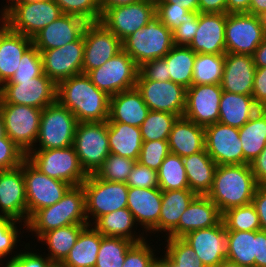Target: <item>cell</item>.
I'll return each instance as SVG.
<instances>
[{
	"mask_svg": "<svg viewBox=\"0 0 266 267\" xmlns=\"http://www.w3.org/2000/svg\"><path fill=\"white\" fill-rule=\"evenodd\" d=\"M169 151L181 158L205 149V130L185 117H178L173 123L169 139Z\"/></svg>",
	"mask_w": 266,
	"mask_h": 267,
	"instance_id": "29",
	"label": "cell"
},
{
	"mask_svg": "<svg viewBox=\"0 0 266 267\" xmlns=\"http://www.w3.org/2000/svg\"><path fill=\"white\" fill-rule=\"evenodd\" d=\"M252 173L259 185H266V146L250 163Z\"/></svg>",
	"mask_w": 266,
	"mask_h": 267,
	"instance_id": "61",
	"label": "cell"
},
{
	"mask_svg": "<svg viewBox=\"0 0 266 267\" xmlns=\"http://www.w3.org/2000/svg\"><path fill=\"white\" fill-rule=\"evenodd\" d=\"M87 25L88 22L81 17L63 14L35 35L32 44L37 50L61 48L78 40Z\"/></svg>",
	"mask_w": 266,
	"mask_h": 267,
	"instance_id": "24",
	"label": "cell"
},
{
	"mask_svg": "<svg viewBox=\"0 0 266 267\" xmlns=\"http://www.w3.org/2000/svg\"><path fill=\"white\" fill-rule=\"evenodd\" d=\"M78 121L57 100L42 109L39 135L32 149H60L73 145Z\"/></svg>",
	"mask_w": 266,
	"mask_h": 267,
	"instance_id": "6",
	"label": "cell"
},
{
	"mask_svg": "<svg viewBox=\"0 0 266 267\" xmlns=\"http://www.w3.org/2000/svg\"><path fill=\"white\" fill-rule=\"evenodd\" d=\"M88 224H72L42 234L37 241L46 244L47 256L53 263L61 264L75 245L80 232ZM44 242V243H43Z\"/></svg>",
	"mask_w": 266,
	"mask_h": 267,
	"instance_id": "38",
	"label": "cell"
},
{
	"mask_svg": "<svg viewBox=\"0 0 266 267\" xmlns=\"http://www.w3.org/2000/svg\"><path fill=\"white\" fill-rule=\"evenodd\" d=\"M182 239L193 248L205 267H216L227 257V234L222 221L210 228L190 231Z\"/></svg>",
	"mask_w": 266,
	"mask_h": 267,
	"instance_id": "23",
	"label": "cell"
},
{
	"mask_svg": "<svg viewBox=\"0 0 266 267\" xmlns=\"http://www.w3.org/2000/svg\"><path fill=\"white\" fill-rule=\"evenodd\" d=\"M107 123L110 153L138 161L143 143L140 127L108 120Z\"/></svg>",
	"mask_w": 266,
	"mask_h": 267,
	"instance_id": "34",
	"label": "cell"
},
{
	"mask_svg": "<svg viewBox=\"0 0 266 267\" xmlns=\"http://www.w3.org/2000/svg\"><path fill=\"white\" fill-rule=\"evenodd\" d=\"M252 56L256 67H266V36Z\"/></svg>",
	"mask_w": 266,
	"mask_h": 267,
	"instance_id": "67",
	"label": "cell"
},
{
	"mask_svg": "<svg viewBox=\"0 0 266 267\" xmlns=\"http://www.w3.org/2000/svg\"><path fill=\"white\" fill-rule=\"evenodd\" d=\"M128 187L157 188L159 187L157 171L135 162L126 181Z\"/></svg>",
	"mask_w": 266,
	"mask_h": 267,
	"instance_id": "54",
	"label": "cell"
},
{
	"mask_svg": "<svg viewBox=\"0 0 266 267\" xmlns=\"http://www.w3.org/2000/svg\"><path fill=\"white\" fill-rule=\"evenodd\" d=\"M156 17L171 31L185 23L192 13L179 6H155Z\"/></svg>",
	"mask_w": 266,
	"mask_h": 267,
	"instance_id": "55",
	"label": "cell"
},
{
	"mask_svg": "<svg viewBox=\"0 0 266 267\" xmlns=\"http://www.w3.org/2000/svg\"><path fill=\"white\" fill-rule=\"evenodd\" d=\"M182 159L190 190L196 195H207L213 185L217 164L205 149Z\"/></svg>",
	"mask_w": 266,
	"mask_h": 267,
	"instance_id": "32",
	"label": "cell"
},
{
	"mask_svg": "<svg viewBox=\"0 0 266 267\" xmlns=\"http://www.w3.org/2000/svg\"><path fill=\"white\" fill-rule=\"evenodd\" d=\"M216 267H245L238 263L233 262L232 260L225 258L217 264Z\"/></svg>",
	"mask_w": 266,
	"mask_h": 267,
	"instance_id": "71",
	"label": "cell"
},
{
	"mask_svg": "<svg viewBox=\"0 0 266 267\" xmlns=\"http://www.w3.org/2000/svg\"><path fill=\"white\" fill-rule=\"evenodd\" d=\"M50 267H64L62 264L53 263Z\"/></svg>",
	"mask_w": 266,
	"mask_h": 267,
	"instance_id": "75",
	"label": "cell"
},
{
	"mask_svg": "<svg viewBox=\"0 0 266 267\" xmlns=\"http://www.w3.org/2000/svg\"><path fill=\"white\" fill-rule=\"evenodd\" d=\"M26 159L41 173L71 186L82 185L88 177L73 145L60 149H31Z\"/></svg>",
	"mask_w": 266,
	"mask_h": 267,
	"instance_id": "4",
	"label": "cell"
},
{
	"mask_svg": "<svg viewBox=\"0 0 266 267\" xmlns=\"http://www.w3.org/2000/svg\"><path fill=\"white\" fill-rule=\"evenodd\" d=\"M61 15L54 0L18 2L5 13L10 29L31 39Z\"/></svg>",
	"mask_w": 266,
	"mask_h": 267,
	"instance_id": "14",
	"label": "cell"
},
{
	"mask_svg": "<svg viewBox=\"0 0 266 267\" xmlns=\"http://www.w3.org/2000/svg\"><path fill=\"white\" fill-rule=\"evenodd\" d=\"M100 244L101 233L87 225L61 264L64 267H95Z\"/></svg>",
	"mask_w": 266,
	"mask_h": 267,
	"instance_id": "36",
	"label": "cell"
},
{
	"mask_svg": "<svg viewBox=\"0 0 266 267\" xmlns=\"http://www.w3.org/2000/svg\"><path fill=\"white\" fill-rule=\"evenodd\" d=\"M177 118V115L168 112L150 110L140 126L143 141L168 140Z\"/></svg>",
	"mask_w": 266,
	"mask_h": 267,
	"instance_id": "46",
	"label": "cell"
},
{
	"mask_svg": "<svg viewBox=\"0 0 266 267\" xmlns=\"http://www.w3.org/2000/svg\"><path fill=\"white\" fill-rule=\"evenodd\" d=\"M83 73L101 67L122 50V41L100 22L88 23L83 33Z\"/></svg>",
	"mask_w": 266,
	"mask_h": 267,
	"instance_id": "17",
	"label": "cell"
},
{
	"mask_svg": "<svg viewBox=\"0 0 266 267\" xmlns=\"http://www.w3.org/2000/svg\"><path fill=\"white\" fill-rule=\"evenodd\" d=\"M37 1H43V0H22L21 2H37Z\"/></svg>",
	"mask_w": 266,
	"mask_h": 267,
	"instance_id": "76",
	"label": "cell"
},
{
	"mask_svg": "<svg viewBox=\"0 0 266 267\" xmlns=\"http://www.w3.org/2000/svg\"><path fill=\"white\" fill-rule=\"evenodd\" d=\"M31 45V38L11 29L3 36L0 42V86L11 79L22 55Z\"/></svg>",
	"mask_w": 266,
	"mask_h": 267,
	"instance_id": "35",
	"label": "cell"
},
{
	"mask_svg": "<svg viewBox=\"0 0 266 267\" xmlns=\"http://www.w3.org/2000/svg\"><path fill=\"white\" fill-rule=\"evenodd\" d=\"M266 36L265 18L229 13L225 24L226 53L253 55Z\"/></svg>",
	"mask_w": 266,
	"mask_h": 267,
	"instance_id": "9",
	"label": "cell"
},
{
	"mask_svg": "<svg viewBox=\"0 0 266 267\" xmlns=\"http://www.w3.org/2000/svg\"><path fill=\"white\" fill-rule=\"evenodd\" d=\"M135 162L131 158L110 153L95 175L105 181L126 183Z\"/></svg>",
	"mask_w": 266,
	"mask_h": 267,
	"instance_id": "48",
	"label": "cell"
},
{
	"mask_svg": "<svg viewBox=\"0 0 266 267\" xmlns=\"http://www.w3.org/2000/svg\"><path fill=\"white\" fill-rule=\"evenodd\" d=\"M222 92L220 84L192 85L187 88L183 117L203 127L218 122Z\"/></svg>",
	"mask_w": 266,
	"mask_h": 267,
	"instance_id": "20",
	"label": "cell"
},
{
	"mask_svg": "<svg viewBox=\"0 0 266 267\" xmlns=\"http://www.w3.org/2000/svg\"><path fill=\"white\" fill-rule=\"evenodd\" d=\"M155 16V0H141L127 6L105 10L99 22L123 41L146 26Z\"/></svg>",
	"mask_w": 266,
	"mask_h": 267,
	"instance_id": "16",
	"label": "cell"
},
{
	"mask_svg": "<svg viewBox=\"0 0 266 267\" xmlns=\"http://www.w3.org/2000/svg\"><path fill=\"white\" fill-rule=\"evenodd\" d=\"M152 267H169L160 257L153 263Z\"/></svg>",
	"mask_w": 266,
	"mask_h": 267,
	"instance_id": "73",
	"label": "cell"
},
{
	"mask_svg": "<svg viewBox=\"0 0 266 267\" xmlns=\"http://www.w3.org/2000/svg\"><path fill=\"white\" fill-rule=\"evenodd\" d=\"M199 0H155V6H179L194 12L198 11Z\"/></svg>",
	"mask_w": 266,
	"mask_h": 267,
	"instance_id": "64",
	"label": "cell"
},
{
	"mask_svg": "<svg viewBox=\"0 0 266 267\" xmlns=\"http://www.w3.org/2000/svg\"><path fill=\"white\" fill-rule=\"evenodd\" d=\"M139 73L147 80L160 82L170 80L167 62L164 58H158L143 63L139 66Z\"/></svg>",
	"mask_w": 266,
	"mask_h": 267,
	"instance_id": "57",
	"label": "cell"
},
{
	"mask_svg": "<svg viewBox=\"0 0 266 267\" xmlns=\"http://www.w3.org/2000/svg\"><path fill=\"white\" fill-rule=\"evenodd\" d=\"M255 71L252 55L226 53L220 86L229 93L252 95Z\"/></svg>",
	"mask_w": 266,
	"mask_h": 267,
	"instance_id": "26",
	"label": "cell"
},
{
	"mask_svg": "<svg viewBox=\"0 0 266 267\" xmlns=\"http://www.w3.org/2000/svg\"><path fill=\"white\" fill-rule=\"evenodd\" d=\"M139 1L141 0H98V4L102 15V13L109 8L127 6Z\"/></svg>",
	"mask_w": 266,
	"mask_h": 267,
	"instance_id": "66",
	"label": "cell"
},
{
	"mask_svg": "<svg viewBox=\"0 0 266 267\" xmlns=\"http://www.w3.org/2000/svg\"><path fill=\"white\" fill-rule=\"evenodd\" d=\"M0 216L27 224L23 162L16 168L0 170Z\"/></svg>",
	"mask_w": 266,
	"mask_h": 267,
	"instance_id": "21",
	"label": "cell"
},
{
	"mask_svg": "<svg viewBox=\"0 0 266 267\" xmlns=\"http://www.w3.org/2000/svg\"><path fill=\"white\" fill-rule=\"evenodd\" d=\"M259 109L252 95L223 91L219 103L218 122L239 129L247 123Z\"/></svg>",
	"mask_w": 266,
	"mask_h": 267,
	"instance_id": "33",
	"label": "cell"
},
{
	"mask_svg": "<svg viewBox=\"0 0 266 267\" xmlns=\"http://www.w3.org/2000/svg\"><path fill=\"white\" fill-rule=\"evenodd\" d=\"M169 153L168 140L143 141L138 162L158 171Z\"/></svg>",
	"mask_w": 266,
	"mask_h": 267,
	"instance_id": "51",
	"label": "cell"
},
{
	"mask_svg": "<svg viewBox=\"0 0 266 267\" xmlns=\"http://www.w3.org/2000/svg\"><path fill=\"white\" fill-rule=\"evenodd\" d=\"M92 226L103 236L124 238L134 243L148 238L141 230L140 233L135 231L138 224L127 207L99 217Z\"/></svg>",
	"mask_w": 266,
	"mask_h": 267,
	"instance_id": "31",
	"label": "cell"
},
{
	"mask_svg": "<svg viewBox=\"0 0 266 267\" xmlns=\"http://www.w3.org/2000/svg\"><path fill=\"white\" fill-rule=\"evenodd\" d=\"M243 164H250L266 146V109H259L239 128Z\"/></svg>",
	"mask_w": 266,
	"mask_h": 267,
	"instance_id": "37",
	"label": "cell"
},
{
	"mask_svg": "<svg viewBox=\"0 0 266 267\" xmlns=\"http://www.w3.org/2000/svg\"><path fill=\"white\" fill-rule=\"evenodd\" d=\"M57 85L44 73L30 80H9L0 86V103L44 109L56 101Z\"/></svg>",
	"mask_w": 266,
	"mask_h": 267,
	"instance_id": "13",
	"label": "cell"
},
{
	"mask_svg": "<svg viewBox=\"0 0 266 267\" xmlns=\"http://www.w3.org/2000/svg\"><path fill=\"white\" fill-rule=\"evenodd\" d=\"M174 46L172 31L156 16L122 41V49L138 66L163 58Z\"/></svg>",
	"mask_w": 266,
	"mask_h": 267,
	"instance_id": "5",
	"label": "cell"
},
{
	"mask_svg": "<svg viewBox=\"0 0 266 267\" xmlns=\"http://www.w3.org/2000/svg\"><path fill=\"white\" fill-rule=\"evenodd\" d=\"M56 100L68 108L78 122L108 120L110 96L99 90L87 74L81 73L59 82Z\"/></svg>",
	"mask_w": 266,
	"mask_h": 267,
	"instance_id": "1",
	"label": "cell"
},
{
	"mask_svg": "<svg viewBox=\"0 0 266 267\" xmlns=\"http://www.w3.org/2000/svg\"><path fill=\"white\" fill-rule=\"evenodd\" d=\"M82 186L88 225L105 214L127 207L129 187L126 183L109 182L89 174Z\"/></svg>",
	"mask_w": 266,
	"mask_h": 267,
	"instance_id": "7",
	"label": "cell"
},
{
	"mask_svg": "<svg viewBox=\"0 0 266 267\" xmlns=\"http://www.w3.org/2000/svg\"><path fill=\"white\" fill-rule=\"evenodd\" d=\"M160 258L169 267H205L193 248L182 238H165ZM162 256V257H161Z\"/></svg>",
	"mask_w": 266,
	"mask_h": 267,
	"instance_id": "43",
	"label": "cell"
},
{
	"mask_svg": "<svg viewBox=\"0 0 266 267\" xmlns=\"http://www.w3.org/2000/svg\"><path fill=\"white\" fill-rule=\"evenodd\" d=\"M222 222L226 230L259 231V216L251 203L228 209L222 213Z\"/></svg>",
	"mask_w": 266,
	"mask_h": 267,
	"instance_id": "45",
	"label": "cell"
},
{
	"mask_svg": "<svg viewBox=\"0 0 266 267\" xmlns=\"http://www.w3.org/2000/svg\"><path fill=\"white\" fill-rule=\"evenodd\" d=\"M63 14L85 19L88 23L99 22L101 11L98 0H54Z\"/></svg>",
	"mask_w": 266,
	"mask_h": 267,
	"instance_id": "49",
	"label": "cell"
},
{
	"mask_svg": "<svg viewBox=\"0 0 266 267\" xmlns=\"http://www.w3.org/2000/svg\"><path fill=\"white\" fill-rule=\"evenodd\" d=\"M224 62L225 54L197 53L193 65L192 85L220 84Z\"/></svg>",
	"mask_w": 266,
	"mask_h": 267,
	"instance_id": "41",
	"label": "cell"
},
{
	"mask_svg": "<svg viewBox=\"0 0 266 267\" xmlns=\"http://www.w3.org/2000/svg\"><path fill=\"white\" fill-rule=\"evenodd\" d=\"M23 177L27 200L28 220L40 209L60 201L70 184L41 173L27 159L23 161Z\"/></svg>",
	"mask_w": 266,
	"mask_h": 267,
	"instance_id": "12",
	"label": "cell"
},
{
	"mask_svg": "<svg viewBox=\"0 0 266 267\" xmlns=\"http://www.w3.org/2000/svg\"><path fill=\"white\" fill-rule=\"evenodd\" d=\"M73 146L85 172L95 174L110 155L107 121L78 122Z\"/></svg>",
	"mask_w": 266,
	"mask_h": 267,
	"instance_id": "8",
	"label": "cell"
},
{
	"mask_svg": "<svg viewBox=\"0 0 266 267\" xmlns=\"http://www.w3.org/2000/svg\"><path fill=\"white\" fill-rule=\"evenodd\" d=\"M38 51L42 56L44 73L56 85L69 77L83 73V35L61 48Z\"/></svg>",
	"mask_w": 266,
	"mask_h": 267,
	"instance_id": "18",
	"label": "cell"
},
{
	"mask_svg": "<svg viewBox=\"0 0 266 267\" xmlns=\"http://www.w3.org/2000/svg\"><path fill=\"white\" fill-rule=\"evenodd\" d=\"M139 66L122 49L115 56L87 73L92 83L110 97L135 87Z\"/></svg>",
	"mask_w": 266,
	"mask_h": 267,
	"instance_id": "11",
	"label": "cell"
},
{
	"mask_svg": "<svg viewBox=\"0 0 266 267\" xmlns=\"http://www.w3.org/2000/svg\"><path fill=\"white\" fill-rule=\"evenodd\" d=\"M162 205V190L157 188L129 187L127 208L131 211L142 232L149 236L159 233V216Z\"/></svg>",
	"mask_w": 266,
	"mask_h": 267,
	"instance_id": "22",
	"label": "cell"
},
{
	"mask_svg": "<svg viewBox=\"0 0 266 267\" xmlns=\"http://www.w3.org/2000/svg\"><path fill=\"white\" fill-rule=\"evenodd\" d=\"M225 13H199L198 29L189 44L197 54H226Z\"/></svg>",
	"mask_w": 266,
	"mask_h": 267,
	"instance_id": "25",
	"label": "cell"
},
{
	"mask_svg": "<svg viewBox=\"0 0 266 267\" xmlns=\"http://www.w3.org/2000/svg\"><path fill=\"white\" fill-rule=\"evenodd\" d=\"M0 267H23V265L16 258H8L7 260H0Z\"/></svg>",
	"mask_w": 266,
	"mask_h": 267,
	"instance_id": "70",
	"label": "cell"
},
{
	"mask_svg": "<svg viewBox=\"0 0 266 267\" xmlns=\"http://www.w3.org/2000/svg\"><path fill=\"white\" fill-rule=\"evenodd\" d=\"M4 136H5V128H4L2 116L0 114V138H3Z\"/></svg>",
	"mask_w": 266,
	"mask_h": 267,
	"instance_id": "74",
	"label": "cell"
},
{
	"mask_svg": "<svg viewBox=\"0 0 266 267\" xmlns=\"http://www.w3.org/2000/svg\"><path fill=\"white\" fill-rule=\"evenodd\" d=\"M5 135L26 154L34 147L38 135L42 109L12 103H0Z\"/></svg>",
	"mask_w": 266,
	"mask_h": 267,
	"instance_id": "10",
	"label": "cell"
},
{
	"mask_svg": "<svg viewBox=\"0 0 266 267\" xmlns=\"http://www.w3.org/2000/svg\"><path fill=\"white\" fill-rule=\"evenodd\" d=\"M150 109L136 87L110 97L109 122H121L140 127Z\"/></svg>",
	"mask_w": 266,
	"mask_h": 267,
	"instance_id": "27",
	"label": "cell"
},
{
	"mask_svg": "<svg viewBox=\"0 0 266 267\" xmlns=\"http://www.w3.org/2000/svg\"><path fill=\"white\" fill-rule=\"evenodd\" d=\"M167 62L170 81L186 89L192 86L193 65L196 53L189 46H176L163 57Z\"/></svg>",
	"mask_w": 266,
	"mask_h": 267,
	"instance_id": "39",
	"label": "cell"
},
{
	"mask_svg": "<svg viewBox=\"0 0 266 267\" xmlns=\"http://www.w3.org/2000/svg\"><path fill=\"white\" fill-rule=\"evenodd\" d=\"M252 97L260 109H266V67H256Z\"/></svg>",
	"mask_w": 266,
	"mask_h": 267,
	"instance_id": "59",
	"label": "cell"
},
{
	"mask_svg": "<svg viewBox=\"0 0 266 267\" xmlns=\"http://www.w3.org/2000/svg\"><path fill=\"white\" fill-rule=\"evenodd\" d=\"M10 30V24L5 14H0V42L3 36Z\"/></svg>",
	"mask_w": 266,
	"mask_h": 267,
	"instance_id": "69",
	"label": "cell"
},
{
	"mask_svg": "<svg viewBox=\"0 0 266 267\" xmlns=\"http://www.w3.org/2000/svg\"><path fill=\"white\" fill-rule=\"evenodd\" d=\"M198 12L227 14V0H199Z\"/></svg>",
	"mask_w": 266,
	"mask_h": 267,
	"instance_id": "62",
	"label": "cell"
},
{
	"mask_svg": "<svg viewBox=\"0 0 266 267\" xmlns=\"http://www.w3.org/2000/svg\"><path fill=\"white\" fill-rule=\"evenodd\" d=\"M196 196L190 189L162 191L159 232L166 234L161 237L177 238V225L181 215Z\"/></svg>",
	"mask_w": 266,
	"mask_h": 267,
	"instance_id": "30",
	"label": "cell"
},
{
	"mask_svg": "<svg viewBox=\"0 0 266 267\" xmlns=\"http://www.w3.org/2000/svg\"><path fill=\"white\" fill-rule=\"evenodd\" d=\"M5 1V0H3ZM22 0H7L6 4L0 9V14H5L7 11H9L16 3L21 2Z\"/></svg>",
	"mask_w": 266,
	"mask_h": 267,
	"instance_id": "72",
	"label": "cell"
},
{
	"mask_svg": "<svg viewBox=\"0 0 266 267\" xmlns=\"http://www.w3.org/2000/svg\"><path fill=\"white\" fill-rule=\"evenodd\" d=\"M204 130L205 150L217 165L243 164L238 128L216 122Z\"/></svg>",
	"mask_w": 266,
	"mask_h": 267,
	"instance_id": "19",
	"label": "cell"
},
{
	"mask_svg": "<svg viewBox=\"0 0 266 267\" xmlns=\"http://www.w3.org/2000/svg\"><path fill=\"white\" fill-rule=\"evenodd\" d=\"M198 15V11L192 12L185 23L172 31L174 45L189 46L198 29Z\"/></svg>",
	"mask_w": 266,
	"mask_h": 267,
	"instance_id": "56",
	"label": "cell"
},
{
	"mask_svg": "<svg viewBox=\"0 0 266 267\" xmlns=\"http://www.w3.org/2000/svg\"><path fill=\"white\" fill-rule=\"evenodd\" d=\"M221 221L222 213L217 205L207 195H197L181 215L177 238L193 230L213 227Z\"/></svg>",
	"mask_w": 266,
	"mask_h": 267,
	"instance_id": "28",
	"label": "cell"
},
{
	"mask_svg": "<svg viewBox=\"0 0 266 267\" xmlns=\"http://www.w3.org/2000/svg\"><path fill=\"white\" fill-rule=\"evenodd\" d=\"M255 267H266V231H256Z\"/></svg>",
	"mask_w": 266,
	"mask_h": 267,
	"instance_id": "63",
	"label": "cell"
},
{
	"mask_svg": "<svg viewBox=\"0 0 266 267\" xmlns=\"http://www.w3.org/2000/svg\"><path fill=\"white\" fill-rule=\"evenodd\" d=\"M258 186L250 164L217 165L207 196L223 213L251 203Z\"/></svg>",
	"mask_w": 266,
	"mask_h": 267,
	"instance_id": "2",
	"label": "cell"
},
{
	"mask_svg": "<svg viewBox=\"0 0 266 267\" xmlns=\"http://www.w3.org/2000/svg\"><path fill=\"white\" fill-rule=\"evenodd\" d=\"M251 0H227V14L249 13Z\"/></svg>",
	"mask_w": 266,
	"mask_h": 267,
	"instance_id": "65",
	"label": "cell"
},
{
	"mask_svg": "<svg viewBox=\"0 0 266 267\" xmlns=\"http://www.w3.org/2000/svg\"><path fill=\"white\" fill-rule=\"evenodd\" d=\"M249 14L266 18V0H251Z\"/></svg>",
	"mask_w": 266,
	"mask_h": 267,
	"instance_id": "68",
	"label": "cell"
},
{
	"mask_svg": "<svg viewBox=\"0 0 266 267\" xmlns=\"http://www.w3.org/2000/svg\"><path fill=\"white\" fill-rule=\"evenodd\" d=\"M150 240L134 243L127 251L122 267H152L159 258L155 254V247ZM153 247V248H152ZM157 256V257H156Z\"/></svg>",
	"mask_w": 266,
	"mask_h": 267,
	"instance_id": "52",
	"label": "cell"
},
{
	"mask_svg": "<svg viewBox=\"0 0 266 267\" xmlns=\"http://www.w3.org/2000/svg\"><path fill=\"white\" fill-rule=\"evenodd\" d=\"M26 250L30 251L28 252ZM18 252L19 253L15 258L23 265V267H50L53 264L47 255L40 254L39 252L35 253L33 249L31 251L29 242Z\"/></svg>",
	"mask_w": 266,
	"mask_h": 267,
	"instance_id": "58",
	"label": "cell"
},
{
	"mask_svg": "<svg viewBox=\"0 0 266 267\" xmlns=\"http://www.w3.org/2000/svg\"><path fill=\"white\" fill-rule=\"evenodd\" d=\"M135 87L151 111L168 112L183 117L186 106V88L181 84L145 79L138 74Z\"/></svg>",
	"mask_w": 266,
	"mask_h": 267,
	"instance_id": "15",
	"label": "cell"
},
{
	"mask_svg": "<svg viewBox=\"0 0 266 267\" xmlns=\"http://www.w3.org/2000/svg\"><path fill=\"white\" fill-rule=\"evenodd\" d=\"M25 159L26 153L9 137L0 138V170L16 168Z\"/></svg>",
	"mask_w": 266,
	"mask_h": 267,
	"instance_id": "53",
	"label": "cell"
},
{
	"mask_svg": "<svg viewBox=\"0 0 266 267\" xmlns=\"http://www.w3.org/2000/svg\"><path fill=\"white\" fill-rule=\"evenodd\" d=\"M159 188L166 190L190 189L183 165V159L174 153H169L157 171Z\"/></svg>",
	"mask_w": 266,
	"mask_h": 267,
	"instance_id": "42",
	"label": "cell"
},
{
	"mask_svg": "<svg viewBox=\"0 0 266 267\" xmlns=\"http://www.w3.org/2000/svg\"><path fill=\"white\" fill-rule=\"evenodd\" d=\"M10 80H30L44 74L41 53L32 44L22 55Z\"/></svg>",
	"mask_w": 266,
	"mask_h": 267,
	"instance_id": "50",
	"label": "cell"
},
{
	"mask_svg": "<svg viewBox=\"0 0 266 267\" xmlns=\"http://www.w3.org/2000/svg\"><path fill=\"white\" fill-rule=\"evenodd\" d=\"M259 216L261 230L266 231V185H259L252 199Z\"/></svg>",
	"mask_w": 266,
	"mask_h": 267,
	"instance_id": "60",
	"label": "cell"
},
{
	"mask_svg": "<svg viewBox=\"0 0 266 267\" xmlns=\"http://www.w3.org/2000/svg\"><path fill=\"white\" fill-rule=\"evenodd\" d=\"M227 257L245 267H255L256 231L226 230Z\"/></svg>",
	"mask_w": 266,
	"mask_h": 267,
	"instance_id": "40",
	"label": "cell"
},
{
	"mask_svg": "<svg viewBox=\"0 0 266 267\" xmlns=\"http://www.w3.org/2000/svg\"><path fill=\"white\" fill-rule=\"evenodd\" d=\"M133 244L131 240L101 234L95 267H122L126 253Z\"/></svg>",
	"mask_w": 266,
	"mask_h": 267,
	"instance_id": "44",
	"label": "cell"
},
{
	"mask_svg": "<svg viewBox=\"0 0 266 267\" xmlns=\"http://www.w3.org/2000/svg\"><path fill=\"white\" fill-rule=\"evenodd\" d=\"M17 224L20 226L22 225L21 228ZM22 227L26 228L24 222L0 216V260L3 258H15L18 254L17 251L19 245L17 243L22 242L20 241L22 239L20 236L23 233H26L24 232L26 229H23ZM21 230H23V233H21ZM15 249H17V251Z\"/></svg>",
	"mask_w": 266,
	"mask_h": 267,
	"instance_id": "47",
	"label": "cell"
},
{
	"mask_svg": "<svg viewBox=\"0 0 266 267\" xmlns=\"http://www.w3.org/2000/svg\"><path fill=\"white\" fill-rule=\"evenodd\" d=\"M72 224H88L82 185L71 186L62 199L38 210L26 224V232L39 238L42 234Z\"/></svg>",
	"mask_w": 266,
	"mask_h": 267,
	"instance_id": "3",
	"label": "cell"
}]
</instances>
